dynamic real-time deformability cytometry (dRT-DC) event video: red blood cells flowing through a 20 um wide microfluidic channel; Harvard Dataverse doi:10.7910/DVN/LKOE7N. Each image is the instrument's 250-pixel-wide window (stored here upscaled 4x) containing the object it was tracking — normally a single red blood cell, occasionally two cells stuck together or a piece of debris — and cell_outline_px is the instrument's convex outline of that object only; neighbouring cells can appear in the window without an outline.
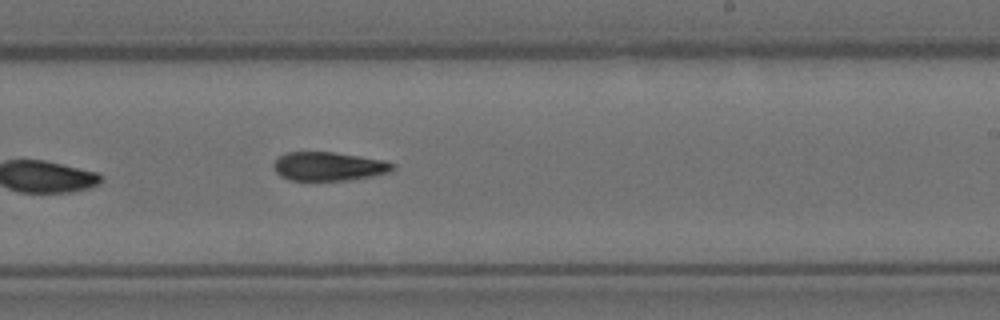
{"species": "Egyptian fruit bat (a non-hibernating species)", "species_latin": "Rousettus aegyptiacus", "temperature_condition": "room temperature", "stored_images_in_passage": 9, "camera_frame_rate_fps": 3000, "um_per_image_px": 0.085, "animal": {"sex": "female"}, "frame": {"image": 1, "passage_image": 9, "time_ms": 2.667, "image_size_px": [1000, 320], "cell_outline_px": [[396, 168], [392, 172], [348, 180], [288, 180], [280, 176], [272, 168], [272, 164], [280, 156], [288, 152], [332, 152], [360, 156], [384, 160], [392, 164]], "centroid_in_image_um": [27.92, 14.14], "position_along_channel_um": 261.1, "area_um2": 19.94}}